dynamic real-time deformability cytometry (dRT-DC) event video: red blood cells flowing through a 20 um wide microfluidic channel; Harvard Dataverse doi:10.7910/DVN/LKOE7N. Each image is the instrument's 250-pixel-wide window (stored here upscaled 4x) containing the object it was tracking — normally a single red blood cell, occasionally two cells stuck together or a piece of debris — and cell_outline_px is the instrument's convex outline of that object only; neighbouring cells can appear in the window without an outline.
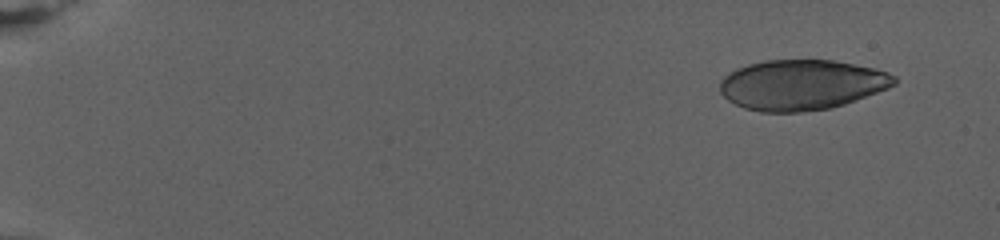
{"species": "human", "species_latin": "Homo sapiens", "temperature_condition": "warm", "stored_images_in_passage": 27, "camera_frame_rate_fps": 3000, "um_per_image_px": 0.085, "donor": {"sex": "female"}, "frame": {"image": 1, "passage_image": 1, "time_ms": 0.0, "image_size_px": [1000, 240], "cell_outline_px": [[896, 84], [888, 88], [844, 104], [832, 108], [800, 112], [760, 112], [744, 108], [728, 100], [720, 92], [720, 80], [728, 72], [736, 68], [748, 64], [764, 60], [832, 60], [872, 68], [896, 76]], "centroid_in_image_um": [68.09, 7.21], "position_along_channel_um": 16.9, "area_um2": 50.98}}
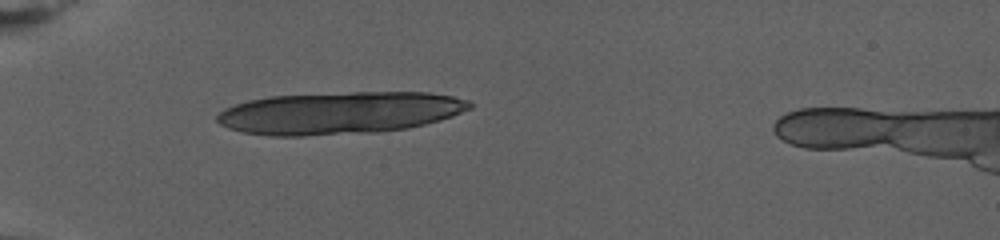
{"frame": {"image": 2, "passage_image": 21, "time_ms": 6.667, "image_size_px": [1000, 240], "cell_outline_px": [[472, 108], [452, 116], [424, 124], [408, 128], [376, 132], [304, 136], [268, 136], [244, 132], [228, 128], [220, 124], [216, 120], [216, 116], [224, 108], [248, 100], [268, 96], [352, 92], [428, 92], [452, 96], [468, 100], [472, 104]], "centroid_in_image_um": [28.83, 9.6], "position_along_channel_um": 56.2, "area_um2": 62.42}}